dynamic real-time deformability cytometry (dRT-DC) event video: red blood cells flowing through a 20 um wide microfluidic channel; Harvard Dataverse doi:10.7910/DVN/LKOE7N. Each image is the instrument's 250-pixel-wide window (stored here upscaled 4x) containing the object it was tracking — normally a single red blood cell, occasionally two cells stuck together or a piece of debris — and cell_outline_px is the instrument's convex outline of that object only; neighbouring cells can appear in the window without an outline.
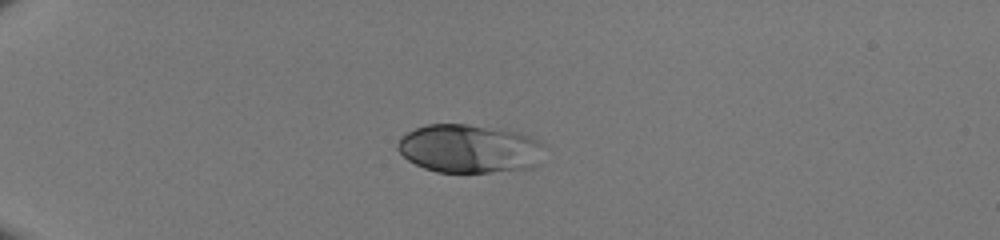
{"species": "human", "species_latin": "Homo sapiens", "temperature_condition": "room temperature", "stored_images_in_passage": 36, "camera_frame_rate_fps": 3000, "um_per_image_px": 0.085, "donor": {"sex": "male"}, "frame": {"image": 1, "passage_image": 1, "time_ms": 0.0, "image_size_px": [1000, 240], "cell_outline_px": [[544, 144], [536, 164], [532, 168], [488, 172], [436, 172], [424, 168], [408, 160], [396, 148], [396, 144], [400, 136], [424, 124], [468, 124], [500, 128], [516, 132], [528, 136]], "centroid_in_image_um": [39.84, 12.62], "position_along_channel_um": 45.2, "area_um2": 41.44}}
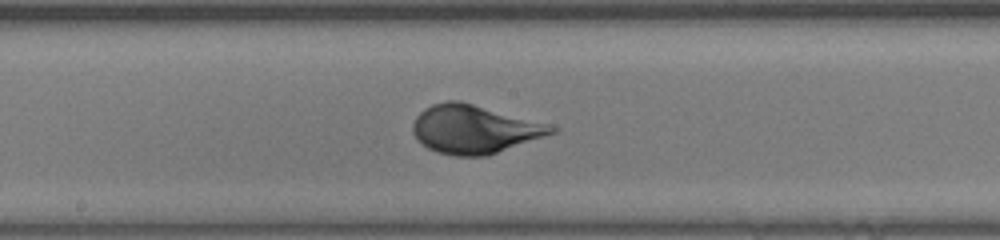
{"frame": {"image": 2, "passage_image": 16, "time_ms": 5.0, "image_size_px": [1000, 240], "cell_outline_px": [[560, 128], [556, 132], [488, 156], [456, 156], [436, 152], [428, 148], [416, 140], [412, 132], [412, 124], [416, 116], [424, 108], [432, 104], [444, 100], [460, 100], [548, 124]], "centroid_in_image_um": [40.27, 10.98], "position_along_channel_um": 207.9, "area_um2": 39.3}}
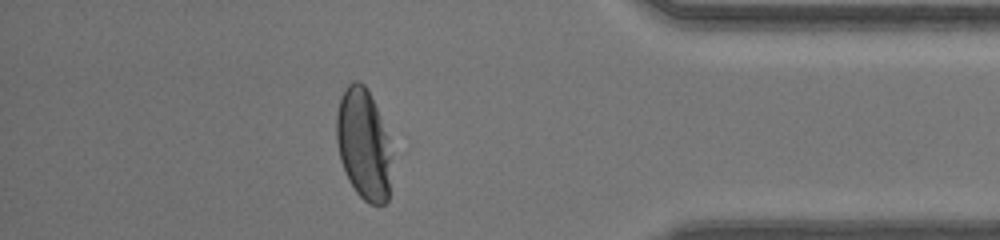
{"frame": {"image": 3, "passage_image": 31, "time_ms": 10.0, "image_size_px": [1000, 240], "cell_outline_px": [[388, 200], [384, 204], [368, 204], [356, 192], [348, 180], [340, 160], [336, 140], [336, 112], [340, 96], [344, 88], [352, 80], [360, 80], [364, 84], [376, 108], [388, 136]], "centroid_in_image_um": [30.83, 12.22], "position_along_channel_um": 404.4, "area_um2": 35.08}}